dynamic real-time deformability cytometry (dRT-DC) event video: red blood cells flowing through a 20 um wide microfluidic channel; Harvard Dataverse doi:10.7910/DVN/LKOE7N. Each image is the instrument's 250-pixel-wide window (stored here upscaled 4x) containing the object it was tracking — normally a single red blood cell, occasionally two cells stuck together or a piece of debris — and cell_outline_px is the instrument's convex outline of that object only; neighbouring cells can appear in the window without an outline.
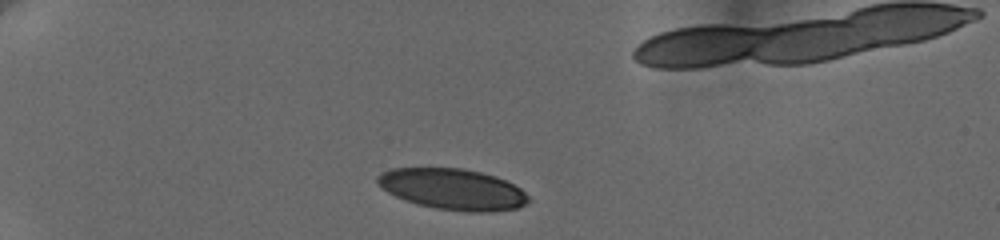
{"species": "human", "species_latin": "Homo sapiens", "temperature_condition": "cold", "stored_images_in_passage": 36, "camera_frame_rate_fps": 3000, "um_per_image_px": 0.085, "donor": {"sex": "female"}, "frame": {"image": 1, "passage_image": 1, "time_ms": 0.0, "image_size_px": [1000, 240], "cell_outline_px": [[532, 200], [528, 204], [516, 208], [492, 212], [468, 212], [436, 208], [416, 204], [404, 200], [380, 188], [376, 184], [376, 176], [392, 168], [464, 168], [496, 176], [520, 188]], "centroid_in_image_um": [38.48, 16.09], "position_along_channel_um": 46.5, "area_um2": 36.3}}
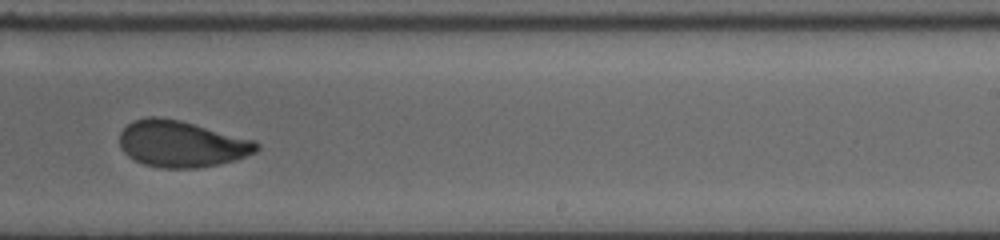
{"frame": {"image": 2, "passage_image": 20, "time_ms": 7.667, "image_size_px": [1000, 240], "cell_outline_px": [[260, 148], [256, 152], [236, 160], [220, 164], [196, 168], [160, 168], [144, 164], [128, 156], [120, 148], [120, 132], [132, 120], [148, 116], [156, 116], [180, 120], [256, 140], [260, 144]], "centroid_in_image_um": [15.45, 12.23], "position_along_channel_um": 273.6, "area_um2": 37.34}}
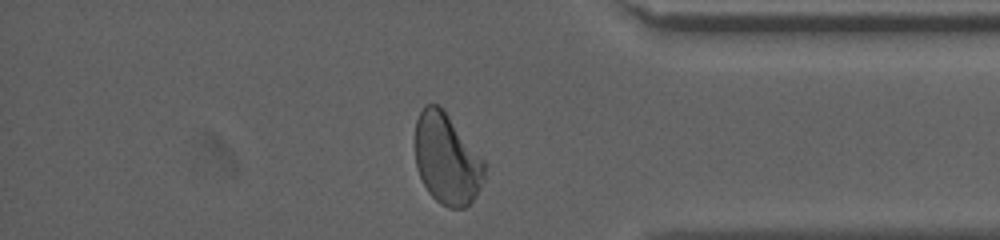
{"frame": {"image": 3, "passage_image": 34, "time_ms": 11.333, "image_size_px": [1000, 240], "cell_outline_px": [[484, 180], [480, 188], [472, 200], [464, 208], [448, 208], [440, 204], [428, 192], [416, 168], [416, 120], [424, 104], [436, 104], [448, 116], [484, 160]], "centroid_in_image_um": [37.97, 13.55], "position_along_channel_um": 397.2, "area_um2": 36.13}, "authors_computed_cell_mechanics": {"area_um2": 36.8186, "velocity_mm_per_s": 3.6316, "shape_relaxation_time_tau1_ms": 4.0659, "shape_relaxation_time_tau2_ms": 1.0409, "deformation_change_tau1": 0.149, "deformation_change_tau2": 0.0549}}